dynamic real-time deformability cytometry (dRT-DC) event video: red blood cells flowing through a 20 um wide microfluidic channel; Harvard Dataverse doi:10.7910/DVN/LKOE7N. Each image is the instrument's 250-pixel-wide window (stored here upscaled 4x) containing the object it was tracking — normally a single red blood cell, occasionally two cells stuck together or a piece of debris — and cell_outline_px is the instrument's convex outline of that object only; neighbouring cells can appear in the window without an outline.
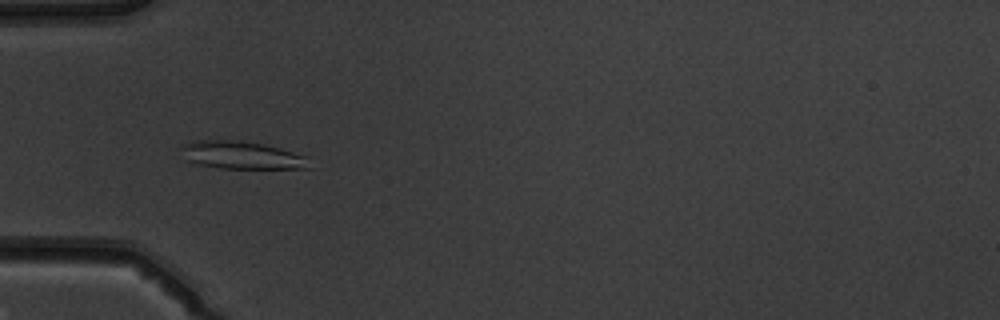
{"species": "common noctule bat (a hibernating species)", "species_latin": "Nyctalus noctula", "temperature_condition": "warm", "stored_images_in_passage": 43, "camera_frame_rate_fps": 3000, "um_per_image_px": 0.085, "animal": {"sex": "male", "body_mass_g": 19.5, "forearm_length_mm": 54.6}, "frame": {"image": 1, "passage_image": 8, "time_ms": 2.333, "image_size_px": [1000, 320], "cell_outline_px": [[312, 168], [220, 168], [196, 164], [188, 160], [180, 148], [180, 144], [192, 140], [240, 140], [264, 144], [280, 148], [304, 156]], "centroid_in_image_um": [20.48, 13.17], "position_along_channel_um": 64.5, "area_um2": 20.63}}
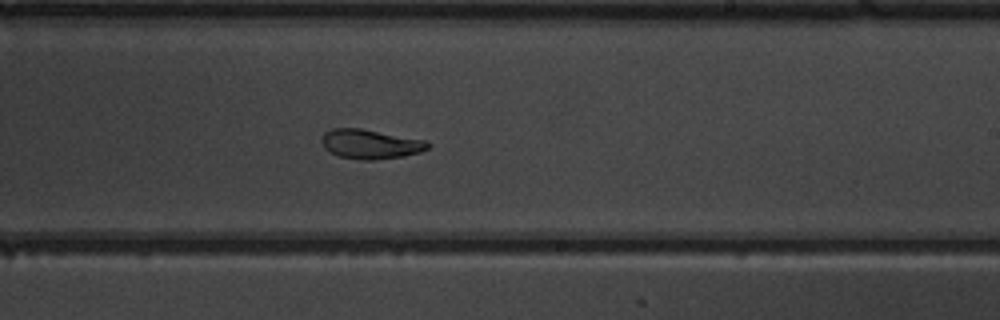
{"frame": {"image": 2, "passage_image": 23, "time_ms": 7.333, "image_size_px": [1000, 320], "cell_outline_px": [[432, 144], [428, 148], [420, 152], [404, 156], [376, 160], [360, 160], [340, 156], [324, 148], [320, 140], [324, 132], [332, 128], [360, 128], [424, 140]], "centroid_in_image_um": [31.47, 12.25], "position_along_channel_um": 257.5, "area_um2": 18.21}}
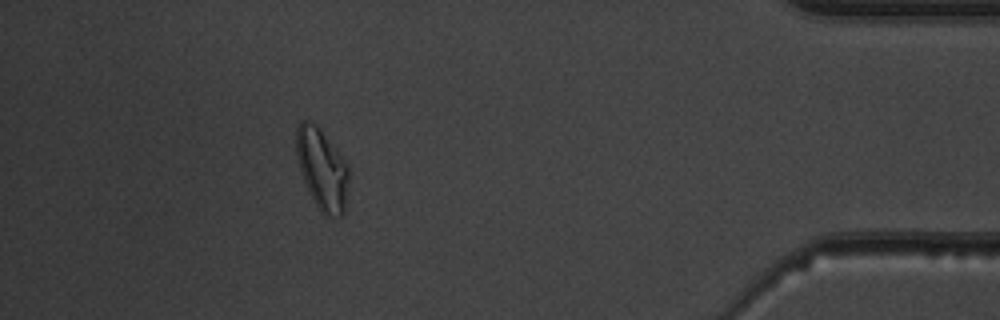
{"frame": {"image": 3, "passage_image": 38, "time_ms": 12.333, "image_size_px": [1000, 320], "cell_outline_px": [[348, 180], [344, 212], [340, 216], [324, 216], [320, 212], [304, 180], [296, 156], [296, 128], [300, 120], [308, 120], [316, 124], [320, 128], [348, 164]], "centroid_in_image_um": [27.37, 14.34], "position_along_channel_um": 407.8, "area_um2": 24.62}, "authors_computed_cell_mechanics": {"area_um2": 19.0162, "velocity_mm_per_s": 3.9146, "shape_relaxation_time_tau1_ms": 7.111, "shape_relaxation_time_tau2_ms": 5.2704, "deformation_change_tau1": 0.1768, "deformation_change_tau2": 0.0987}}